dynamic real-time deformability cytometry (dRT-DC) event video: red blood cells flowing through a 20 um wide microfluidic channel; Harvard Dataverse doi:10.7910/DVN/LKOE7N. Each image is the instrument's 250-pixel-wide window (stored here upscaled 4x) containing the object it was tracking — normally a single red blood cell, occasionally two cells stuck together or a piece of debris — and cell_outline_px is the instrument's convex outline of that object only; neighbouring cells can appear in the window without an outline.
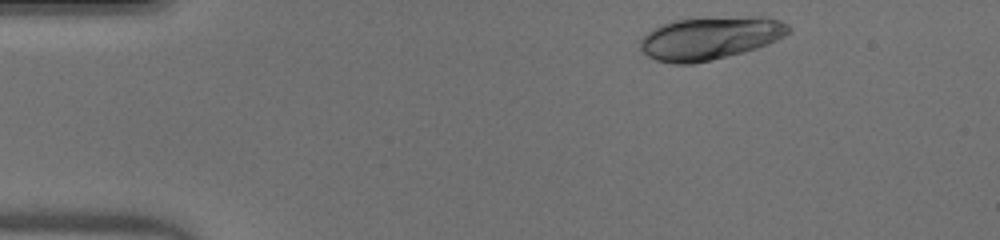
{"species": "human", "species_latin": "Homo sapiens", "temperature_condition": "warm", "stored_images_in_passage": 38, "camera_frame_rate_fps": 3000, "um_per_image_px": 0.085, "donor": {"sex": "male"}, "frame": {"image": 1, "passage_image": 2, "time_ms": 0.333, "image_size_px": [1000, 240], "cell_outline_px": [[792, 28], [784, 36], [768, 44], [744, 52], [692, 64], [672, 64], [656, 60], [648, 56], [640, 48], [640, 40], [652, 28], [660, 24], [672, 20], [748, 16], [760, 16], [780, 20], [788, 24]], "centroid_in_image_um": [60.35, 3.23], "position_along_channel_um": 24.7, "area_um2": 37.11}}
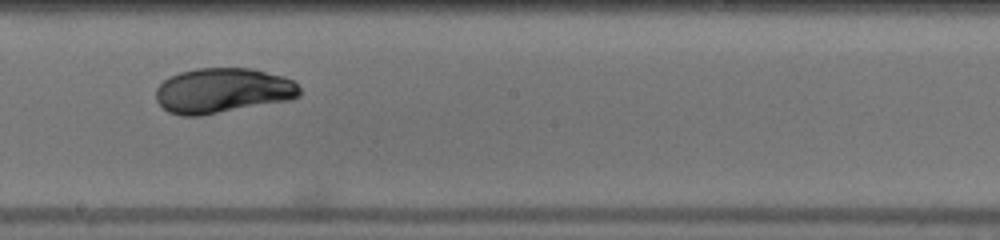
{"frame": {"image": 2, "passage_image": 23, "time_ms": 7.333, "image_size_px": [1000, 240], "cell_outline_px": [[300, 96], [292, 100], [200, 116], [180, 116], [168, 112], [156, 100], [156, 88], [164, 80], [180, 72], [196, 68], [252, 68], [284, 76], [292, 80], [300, 88]], "centroid_in_image_um": [18.95, 7.71], "position_along_channel_um": 229.3, "area_um2": 38.03}}
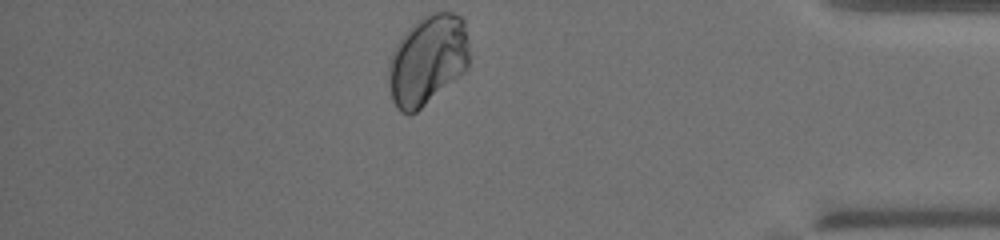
{"frame": {"image": 3, "passage_image": 38, "time_ms": 12.333, "image_size_px": [1000, 240], "cell_outline_px": [[468, 68], [464, 72], [416, 112], [408, 116], [400, 112], [396, 108], [392, 100], [388, 84], [388, 60], [396, 44], [408, 28], [416, 20], [428, 12], [452, 12], [460, 16], [464, 20], [468, 40]], "centroid_in_image_um": [36.31, 5.1], "position_along_channel_um": 398.9, "area_um2": 42.77}, "authors_computed_cell_mechanics": {"area_um2": 36.992, "velocity_mm_per_s": 4.0681, "shape_relaxation_time_tau1_ms": 2.887, "shape_relaxation_time_tau2_ms": null, "deformation_change_tau1": 0.1261, "deformation_change_tau2": null}}